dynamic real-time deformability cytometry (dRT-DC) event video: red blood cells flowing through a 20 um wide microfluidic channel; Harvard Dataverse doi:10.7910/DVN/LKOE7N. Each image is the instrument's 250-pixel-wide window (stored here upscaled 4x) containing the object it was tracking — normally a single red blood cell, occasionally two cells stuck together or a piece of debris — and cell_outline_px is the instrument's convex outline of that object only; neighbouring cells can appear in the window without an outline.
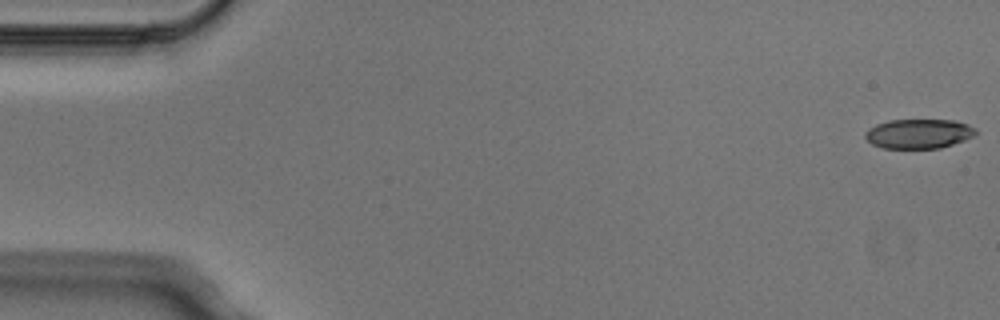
{"species": "Egyptian fruit bat (a non-hibernating species)", "species_latin": "Rousettus aegyptiacus", "temperature_condition": "cold", "stored_images_in_passage": 4, "camera_frame_rate_fps": 3000, "um_per_image_px": 0.085, "animal": {"sex": "male"}, "frame": {"image": 1, "passage_image": 1, "time_ms": 0.0, "image_size_px": [1000, 320], "cell_outline_px": [[976, 136], [940, 148], [884, 148], [872, 144], [864, 136], [864, 132], [868, 128], [876, 124], [888, 120], [956, 120], [968, 124], [976, 128]], "centroid_in_image_um": [78.1, 11.36], "position_along_channel_um": 6.9, "area_um2": 19.13}}
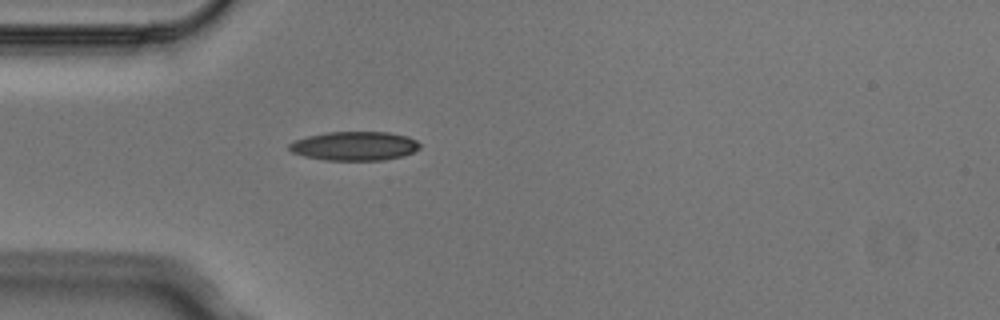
{"frame": {"image": 2, "passage_image": 4, "time_ms": 1.0, "image_size_px": [1000, 320], "cell_outline_px": [[420, 148], [404, 156], [384, 160], [324, 160], [304, 156], [292, 152], [288, 148], [288, 144], [292, 140], [308, 136], [328, 132], [388, 132], [408, 136], [416, 140], [420, 144]], "centroid_in_image_um": [30.12, 12.41], "position_along_channel_um": 54.9, "area_um2": 22.2}}